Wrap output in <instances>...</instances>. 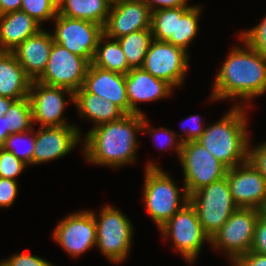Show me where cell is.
Returning <instances> with one entry per match:
<instances>
[{
  "instance_id": "1",
  "label": "cell",
  "mask_w": 266,
  "mask_h": 266,
  "mask_svg": "<svg viewBox=\"0 0 266 266\" xmlns=\"http://www.w3.org/2000/svg\"><path fill=\"white\" fill-rule=\"evenodd\" d=\"M147 126L146 117L141 114H126L119 120L95 126L85 137L86 160L114 168L133 163L138 146L136 133Z\"/></svg>"
},
{
  "instance_id": "2",
  "label": "cell",
  "mask_w": 266,
  "mask_h": 266,
  "mask_svg": "<svg viewBox=\"0 0 266 266\" xmlns=\"http://www.w3.org/2000/svg\"><path fill=\"white\" fill-rule=\"evenodd\" d=\"M232 48L214 81L212 100L238 97L246 101L266 92V58L243 40Z\"/></svg>"
},
{
  "instance_id": "3",
  "label": "cell",
  "mask_w": 266,
  "mask_h": 266,
  "mask_svg": "<svg viewBox=\"0 0 266 266\" xmlns=\"http://www.w3.org/2000/svg\"><path fill=\"white\" fill-rule=\"evenodd\" d=\"M245 108L236 105L216 124L206 127L197 140L228 169L248 160L249 139Z\"/></svg>"
},
{
  "instance_id": "4",
  "label": "cell",
  "mask_w": 266,
  "mask_h": 266,
  "mask_svg": "<svg viewBox=\"0 0 266 266\" xmlns=\"http://www.w3.org/2000/svg\"><path fill=\"white\" fill-rule=\"evenodd\" d=\"M144 201L148 213L160 229L177 211L189 202L186 188H183L182 202L180 189L174 181L154 163L145 167ZM166 173V174H165ZM182 203V204H181Z\"/></svg>"
},
{
  "instance_id": "5",
  "label": "cell",
  "mask_w": 266,
  "mask_h": 266,
  "mask_svg": "<svg viewBox=\"0 0 266 266\" xmlns=\"http://www.w3.org/2000/svg\"><path fill=\"white\" fill-rule=\"evenodd\" d=\"M204 232L211 238L239 207L234 203L227 178L204 186L189 196Z\"/></svg>"
},
{
  "instance_id": "6",
  "label": "cell",
  "mask_w": 266,
  "mask_h": 266,
  "mask_svg": "<svg viewBox=\"0 0 266 266\" xmlns=\"http://www.w3.org/2000/svg\"><path fill=\"white\" fill-rule=\"evenodd\" d=\"M262 211L238 208L224 225L210 238L215 248L226 251L233 264L252 249L255 227Z\"/></svg>"
},
{
  "instance_id": "7",
  "label": "cell",
  "mask_w": 266,
  "mask_h": 266,
  "mask_svg": "<svg viewBox=\"0 0 266 266\" xmlns=\"http://www.w3.org/2000/svg\"><path fill=\"white\" fill-rule=\"evenodd\" d=\"M96 223V246L110 261L120 263L126 259L131 247L133 226L118 209L103 206Z\"/></svg>"
},
{
  "instance_id": "8",
  "label": "cell",
  "mask_w": 266,
  "mask_h": 266,
  "mask_svg": "<svg viewBox=\"0 0 266 266\" xmlns=\"http://www.w3.org/2000/svg\"><path fill=\"white\" fill-rule=\"evenodd\" d=\"M179 159L184 171V187L189 196L226 177L228 168L197 141L182 143Z\"/></svg>"
},
{
  "instance_id": "9",
  "label": "cell",
  "mask_w": 266,
  "mask_h": 266,
  "mask_svg": "<svg viewBox=\"0 0 266 266\" xmlns=\"http://www.w3.org/2000/svg\"><path fill=\"white\" fill-rule=\"evenodd\" d=\"M163 236H170L174 250H177L188 262H194L201 251L204 241L210 237L204 232L193 205L188 202L177 211L161 228Z\"/></svg>"
},
{
  "instance_id": "10",
  "label": "cell",
  "mask_w": 266,
  "mask_h": 266,
  "mask_svg": "<svg viewBox=\"0 0 266 266\" xmlns=\"http://www.w3.org/2000/svg\"><path fill=\"white\" fill-rule=\"evenodd\" d=\"M55 20L53 41L91 64L103 27L88 20L69 18L58 13Z\"/></svg>"
},
{
  "instance_id": "11",
  "label": "cell",
  "mask_w": 266,
  "mask_h": 266,
  "mask_svg": "<svg viewBox=\"0 0 266 266\" xmlns=\"http://www.w3.org/2000/svg\"><path fill=\"white\" fill-rule=\"evenodd\" d=\"M90 63L53 42L47 66L36 80L43 84L63 87L76 92L84 83Z\"/></svg>"
},
{
  "instance_id": "12",
  "label": "cell",
  "mask_w": 266,
  "mask_h": 266,
  "mask_svg": "<svg viewBox=\"0 0 266 266\" xmlns=\"http://www.w3.org/2000/svg\"><path fill=\"white\" fill-rule=\"evenodd\" d=\"M188 52L169 42L153 39L142 68L172 87L181 85L188 69Z\"/></svg>"
},
{
  "instance_id": "13",
  "label": "cell",
  "mask_w": 266,
  "mask_h": 266,
  "mask_svg": "<svg viewBox=\"0 0 266 266\" xmlns=\"http://www.w3.org/2000/svg\"><path fill=\"white\" fill-rule=\"evenodd\" d=\"M226 178L233 201L239 208L264 209L266 179L249 160L227 169Z\"/></svg>"
},
{
  "instance_id": "14",
  "label": "cell",
  "mask_w": 266,
  "mask_h": 266,
  "mask_svg": "<svg viewBox=\"0 0 266 266\" xmlns=\"http://www.w3.org/2000/svg\"><path fill=\"white\" fill-rule=\"evenodd\" d=\"M64 92L74 102V92L71 90L46 85L36 80L32 81L28 98L31 104L33 122L38 123L39 121L41 127L70 125L62 116L66 106L63 97Z\"/></svg>"
},
{
  "instance_id": "15",
  "label": "cell",
  "mask_w": 266,
  "mask_h": 266,
  "mask_svg": "<svg viewBox=\"0 0 266 266\" xmlns=\"http://www.w3.org/2000/svg\"><path fill=\"white\" fill-rule=\"evenodd\" d=\"M96 223L91 211L73 213L59 222L54 239L72 256H80L96 245Z\"/></svg>"
},
{
  "instance_id": "16",
  "label": "cell",
  "mask_w": 266,
  "mask_h": 266,
  "mask_svg": "<svg viewBox=\"0 0 266 266\" xmlns=\"http://www.w3.org/2000/svg\"><path fill=\"white\" fill-rule=\"evenodd\" d=\"M152 12L144 0H118L111 5L103 34L118 39L132 32L150 29Z\"/></svg>"
},
{
  "instance_id": "17",
  "label": "cell",
  "mask_w": 266,
  "mask_h": 266,
  "mask_svg": "<svg viewBox=\"0 0 266 266\" xmlns=\"http://www.w3.org/2000/svg\"><path fill=\"white\" fill-rule=\"evenodd\" d=\"M80 138V130L73 125L42 127L35 134L32 164L63 157L72 151Z\"/></svg>"
},
{
  "instance_id": "18",
  "label": "cell",
  "mask_w": 266,
  "mask_h": 266,
  "mask_svg": "<svg viewBox=\"0 0 266 266\" xmlns=\"http://www.w3.org/2000/svg\"><path fill=\"white\" fill-rule=\"evenodd\" d=\"M88 93L102 96L111 101L125 114H129V100L125 75L89 65L82 86Z\"/></svg>"
},
{
  "instance_id": "19",
  "label": "cell",
  "mask_w": 266,
  "mask_h": 266,
  "mask_svg": "<svg viewBox=\"0 0 266 266\" xmlns=\"http://www.w3.org/2000/svg\"><path fill=\"white\" fill-rule=\"evenodd\" d=\"M129 114H141L136 106L138 102L155 101L169 96L172 86L164 80L152 76L142 67L132 68L125 75Z\"/></svg>"
},
{
  "instance_id": "20",
  "label": "cell",
  "mask_w": 266,
  "mask_h": 266,
  "mask_svg": "<svg viewBox=\"0 0 266 266\" xmlns=\"http://www.w3.org/2000/svg\"><path fill=\"white\" fill-rule=\"evenodd\" d=\"M53 42L52 34L41 29L12 52L32 81L37 80L43 74Z\"/></svg>"
},
{
  "instance_id": "21",
  "label": "cell",
  "mask_w": 266,
  "mask_h": 266,
  "mask_svg": "<svg viewBox=\"0 0 266 266\" xmlns=\"http://www.w3.org/2000/svg\"><path fill=\"white\" fill-rule=\"evenodd\" d=\"M41 25L26 12L0 15V52H13L28 37L37 34Z\"/></svg>"
},
{
  "instance_id": "22",
  "label": "cell",
  "mask_w": 266,
  "mask_h": 266,
  "mask_svg": "<svg viewBox=\"0 0 266 266\" xmlns=\"http://www.w3.org/2000/svg\"><path fill=\"white\" fill-rule=\"evenodd\" d=\"M32 80L12 52H0V96L15 100L28 97Z\"/></svg>"
},
{
  "instance_id": "23",
  "label": "cell",
  "mask_w": 266,
  "mask_h": 266,
  "mask_svg": "<svg viewBox=\"0 0 266 266\" xmlns=\"http://www.w3.org/2000/svg\"><path fill=\"white\" fill-rule=\"evenodd\" d=\"M74 103L80 116L88 117L99 126L104 123L119 120L126 115L119 107L102 96L88 93L83 87L74 93Z\"/></svg>"
},
{
  "instance_id": "24",
  "label": "cell",
  "mask_w": 266,
  "mask_h": 266,
  "mask_svg": "<svg viewBox=\"0 0 266 266\" xmlns=\"http://www.w3.org/2000/svg\"><path fill=\"white\" fill-rule=\"evenodd\" d=\"M111 3L107 0H60L58 14L105 25Z\"/></svg>"
},
{
  "instance_id": "25",
  "label": "cell",
  "mask_w": 266,
  "mask_h": 266,
  "mask_svg": "<svg viewBox=\"0 0 266 266\" xmlns=\"http://www.w3.org/2000/svg\"><path fill=\"white\" fill-rule=\"evenodd\" d=\"M107 37L102 34L98 40L92 64L111 72L126 75L132 68L128 65L125 54L117 41L105 42ZM103 44V45H102Z\"/></svg>"
},
{
  "instance_id": "26",
  "label": "cell",
  "mask_w": 266,
  "mask_h": 266,
  "mask_svg": "<svg viewBox=\"0 0 266 266\" xmlns=\"http://www.w3.org/2000/svg\"><path fill=\"white\" fill-rule=\"evenodd\" d=\"M122 51L125 54L128 65L131 68L142 67L147 51L153 41L151 29L132 32L118 38Z\"/></svg>"
},
{
  "instance_id": "27",
  "label": "cell",
  "mask_w": 266,
  "mask_h": 266,
  "mask_svg": "<svg viewBox=\"0 0 266 266\" xmlns=\"http://www.w3.org/2000/svg\"><path fill=\"white\" fill-rule=\"evenodd\" d=\"M190 7L160 9L152 12L150 29L153 39L169 42L175 37L176 16H182Z\"/></svg>"
},
{
  "instance_id": "28",
  "label": "cell",
  "mask_w": 266,
  "mask_h": 266,
  "mask_svg": "<svg viewBox=\"0 0 266 266\" xmlns=\"http://www.w3.org/2000/svg\"><path fill=\"white\" fill-rule=\"evenodd\" d=\"M201 12L199 6L190 7L182 16H176L175 37H171L169 43L180 47L187 52L188 45L196 36L198 18Z\"/></svg>"
},
{
  "instance_id": "29",
  "label": "cell",
  "mask_w": 266,
  "mask_h": 266,
  "mask_svg": "<svg viewBox=\"0 0 266 266\" xmlns=\"http://www.w3.org/2000/svg\"><path fill=\"white\" fill-rule=\"evenodd\" d=\"M4 116L10 133H23L33 129L32 109L28 97L16 100Z\"/></svg>"
},
{
  "instance_id": "30",
  "label": "cell",
  "mask_w": 266,
  "mask_h": 266,
  "mask_svg": "<svg viewBox=\"0 0 266 266\" xmlns=\"http://www.w3.org/2000/svg\"><path fill=\"white\" fill-rule=\"evenodd\" d=\"M21 11L26 12L39 24L49 19H55L58 4L55 0H22Z\"/></svg>"
},
{
  "instance_id": "31",
  "label": "cell",
  "mask_w": 266,
  "mask_h": 266,
  "mask_svg": "<svg viewBox=\"0 0 266 266\" xmlns=\"http://www.w3.org/2000/svg\"><path fill=\"white\" fill-rule=\"evenodd\" d=\"M29 133L32 132L27 131L23 133H11L1 144V147L6 151L12 152L17 158L21 159L26 164H32V157L35 148V136H29ZM26 141L27 143L29 141L28 146L24 148L21 153L15 149L20 142L25 145Z\"/></svg>"
},
{
  "instance_id": "32",
  "label": "cell",
  "mask_w": 266,
  "mask_h": 266,
  "mask_svg": "<svg viewBox=\"0 0 266 266\" xmlns=\"http://www.w3.org/2000/svg\"><path fill=\"white\" fill-rule=\"evenodd\" d=\"M24 161L17 158L12 152L4 150L0 147V177L12 179L16 181L23 169L27 166Z\"/></svg>"
},
{
  "instance_id": "33",
  "label": "cell",
  "mask_w": 266,
  "mask_h": 266,
  "mask_svg": "<svg viewBox=\"0 0 266 266\" xmlns=\"http://www.w3.org/2000/svg\"><path fill=\"white\" fill-rule=\"evenodd\" d=\"M240 38L266 58V17L254 28L241 33Z\"/></svg>"
},
{
  "instance_id": "34",
  "label": "cell",
  "mask_w": 266,
  "mask_h": 266,
  "mask_svg": "<svg viewBox=\"0 0 266 266\" xmlns=\"http://www.w3.org/2000/svg\"><path fill=\"white\" fill-rule=\"evenodd\" d=\"M18 182L0 177V207H9L14 202L18 191Z\"/></svg>"
},
{
  "instance_id": "35",
  "label": "cell",
  "mask_w": 266,
  "mask_h": 266,
  "mask_svg": "<svg viewBox=\"0 0 266 266\" xmlns=\"http://www.w3.org/2000/svg\"><path fill=\"white\" fill-rule=\"evenodd\" d=\"M251 251L266 255V217L263 214L259 216L256 223Z\"/></svg>"
},
{
  "instance_id": "36",
  "label": "cell",
  "mask_w": 266,
  "mask_h": 266,
  "mask_svg": "<svg viewBox=\"0 0 266 266\" xmlns=\"http://www.w3.org/2000/svg\"><path fill=\"white\" fill-rule=\"evenodd\" d=\"M10 266H53L50 262L35 255L16 254L7 259Z\"/></svg>"
},
{
  "instance_id": "37",
  "label": "cell",
  "mask_w": 266,
  "mask_h": 266,
  "mask_svg": "<svg viewBox=\"0 0 266 266\" xmlns=\"http://www.w3.org/2000/svg\"><path fill=\"white\" fill-rule=\"evenodd\" d=\"M248 160L266 179V142L252 150L248 149Z\"/></svg>"
},
{
  "instance_id": "38",
  "label": "cell",
  "mask_w": 266,
  "mask_h": 266,
  "mask_svg": "<svg viewBox=\"0 0 266 266\" xmlns=\"http://www.w3.org/2000/svg\"><path fill=\"white\" fill-rule=\"evenodd\" d=\"M198 117L199 116L197 115L196 116L192 115L187 118V121H193L195 125L194 127H191V128L189 127L190 129L184 128L185 137L181 138L182 143L197 141L200 138V136L203 134L205 127L201 125L200 119Z\"/></svg>"
},
{
  "instance_id": "39",
  "label": "cell",
  "mask_w": 266,
  "mask_h": 266,
  "mask_svg": "<svg viewBox=\"0 0 266 266\" xmlns=\"http://www.w3.org/2000/svg\"><path fill=\"white\" fill-rule=\"evenodd\" d=\"M144 2L150 8L151 12L176 7H192L188 6L187 0H144Z\"/></svg>"
},
{
  "instance_id": "40",
  "label": "cell",
  "mask_w": 266,
  "mask_h": 266,
  "mask_svg": "<svg viewBox=\"0 0 266 266\" xmlns=\"http://www.w3.org/2000/svg\"><path fill=\"white\" fill-rule=\"evenodd\" d=\"M234 266H266V255L250 251L240 257Z\"/></svg>"
},
{
  "instance_id": "41",
  "label": "cell",
  "mask_w": 266,
  "mask_h": 266,
  "mask_svg": "<svg viewBox=\"0 0 266 266\" xmlns=\"http://www.w3.org/2000/svg\"><path fill=\"white\" fill-rule=\"evenodd\" d=\"M153 128V130H155V131H159V133H160V131L162 132V134H163V132H165L164 134H166V137H165V140H163L162 141V139L160 140V143L162 142V144H165V147H171V146H173L172 144L173 143H176L174 146H173V148L175 147V150H176V152L178 153V155H179V157H180V152H181V147H182V142L181 141H179V142H173V141H175L176 139L175 138H177V136H176V132H174V131H170L169 129H166V128H157V129H155L154 127H152ZM169 130V131H168ZM170 135V136H169ZM152 136L154 137V138H159V136H158V134H156V133H153L152 134ZM157 146V145H156ZM164 148V147H163ZM162 147H161V149H163Z\"/></svg>"
},
{
  "instance_id": "42",
  "label": "cell",
  "mask_w": 266,
  "mask_h": 266,
  "mask_svg": "<svg viewBox=\"0 0 266 266\" xmlns=\"http://www.w3.org/2000/svg\"><path fill=\"white\" fill-rule=\"evenodd\" d=\"M22 0H0V15L20 11Z\"/></svg>"
},
{
  "instance_id": "43",
  "label": "cell",
  "mask_w": 266,
  "mask_h": 266,
  "mask_svg": "<svg viewBox=\"0 0 266 266\" xmlns=\"http://www.w3.org/2000/svg\"><path fill=\"white\" fill-rule=\"evenodd\" d=\"M15 101V99L0 96V117L6 114L7 110Z\"/></svg>"
},
{
  "instance_id": "44",
  "label": "cell",
  "mask_w": 266,
  "mask_h": 266,
  "mask_svg": "<svg viewBox=\"0 0 266 266\" xmlns=\"http://www.w3.org/2000/svg\"><path fill=\"white\" fill-rule=\"evenodd\" d=\"M10 134L11 133L8 131L7 127L6 117H0V144H2Z\"/></svg>"
},
{
  "instance_id": "45",
  "label": "cell",
  "mask_w": 266,
  "mask_h": 266,
  "mask_svg": "<svg viewBox=\"0 0 266 266\" xmlns=\"http://www.w3.org/2000/svg\"><path fill=\"white\" fill-rule=\"evenodd\" d=\"M0 266H10V264L5 259L4 261L0 262Z\"/></svg>"
},
{
  "instance_id": "46",
  "label": "cell",
  "mask_w": 266,
  "mask_h": 266,
  "mask_svg": "<svg viewBox=\"0 0 266 266\" xmlns=\"http://www.w3.org/2000/svg\"><path fill=\"white\" fill-rule=\"evenodd\" d=\"M262 214L266 217V205H265L264 209L262 210Z\"/></svg>"
},
{
  "instance_id": "47",
  "label": "cell",
  "mask_w": 266,
  "mask_h": 266,
  "mask_svg": "<svg viewBox=\"0 0 266 266\" xmlns=\"http://www.w3.org/2000/svg\"><path fill=\"white\" fill-rule=\"evenodd\" d=\"M108 2H110L111 4L116 3L118 0H107Z\"/></svg>"
}]
</instances>
